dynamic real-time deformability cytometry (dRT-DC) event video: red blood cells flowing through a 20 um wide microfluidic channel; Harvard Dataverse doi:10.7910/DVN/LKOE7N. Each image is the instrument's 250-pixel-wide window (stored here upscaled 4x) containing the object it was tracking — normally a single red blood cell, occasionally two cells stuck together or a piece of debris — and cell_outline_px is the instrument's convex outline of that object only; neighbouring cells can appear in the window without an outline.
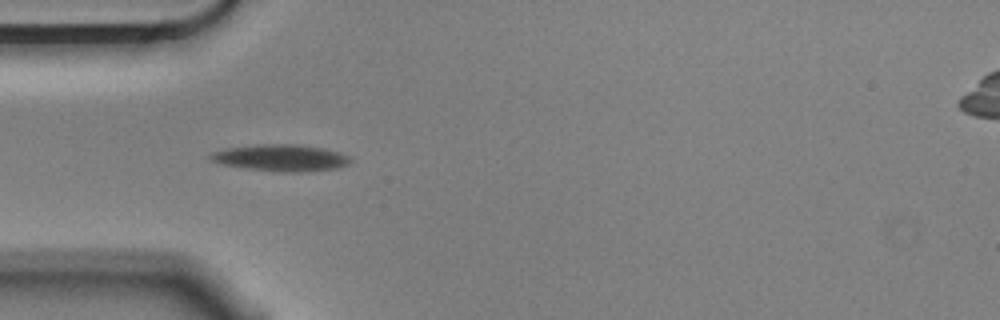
{"species": "Egyptian fruit bat (a non-hibernating species)", "species_latin": "Rousettus aegyptiacus", "temperature_condition": "cold", "stored_images_in_passage": 7, "camera_frame_rate_fps": 3000, "um_per_image_px": 0.085, "animal": {"sex": "male"}, "frame": {"image": 1, "passage_image": 4, "time_ms": 1.0, "image_size_px": [1000, 320], "cell_outline_px": [[352, 160], [348, 164], [340, 168], [308, 172], [280, 172], [244, 168], [220, 164], [212, 160], [208, 156], [212, 152], [228, 148], [260, 144], [292, 144], [324, 148], [340, 152], [348, 156]], "centroid_in_image_um": [23.91, 13.43], "position_along_channel_um": 61.1, "area_um2": 21.91}}
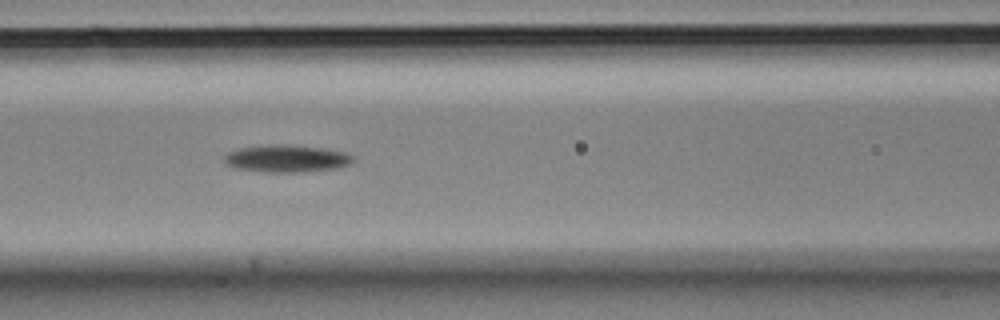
{"frame": {"image": 2, "passage_image": 6, "time_ms": 1.667, "image_size_px": [1000, 320], "cell_outline_px": [[356, 160], [352, 164], [340, 168], [304, 172], [264, 172], [232, 168], [224, 164], [224, 156], [228, 152], [240, 148], [320, 148], [344, 152], [356, 156]], "centroid_in_image_um": [24.43, 13.56], "position_along_channel_um": 142.2, "area_um2": 19.54}}
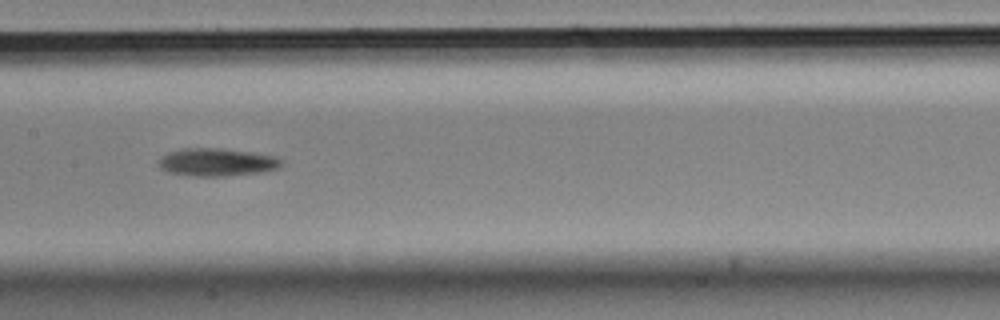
{"frame": {"image": 3, "passage_image": 7, "time_ms": 2.0, "image_size_px": [1000, 320], "cell_outline_px": [[284, 164], [280, 168], [264, 172], [224, 176], [196, 176], [168, 172], [160, 168], [156, 164], [160, 156], [168, 152], [184, 148], [220, 148], [252, 152], [276, 156], [284, 160]], "centroid_in_image_um": [18.46, 13.78], "position_along_channel_um": 188.9, "area_um2": 20.29}}